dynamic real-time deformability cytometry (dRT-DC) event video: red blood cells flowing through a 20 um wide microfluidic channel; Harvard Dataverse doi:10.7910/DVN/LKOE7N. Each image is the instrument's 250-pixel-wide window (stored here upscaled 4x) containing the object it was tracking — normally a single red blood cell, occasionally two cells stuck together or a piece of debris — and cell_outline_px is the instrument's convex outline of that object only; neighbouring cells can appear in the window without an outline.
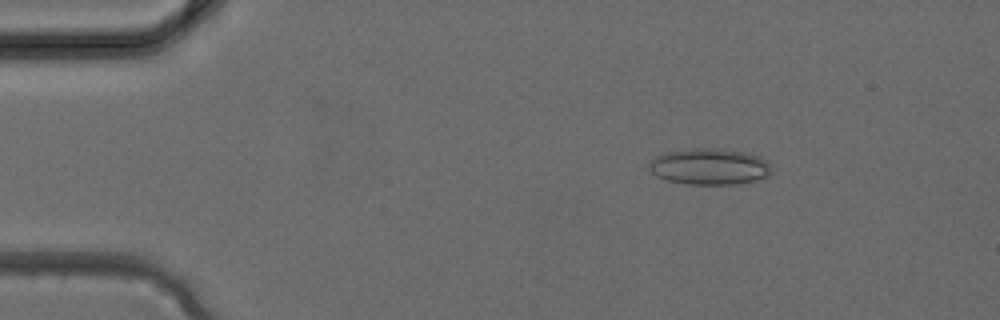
{"species": "common noctule bat (a hibernating species)", "species_latin": "Nyctalus noctula", "temperature_condition": "cold", "stored_images_in_passage": 2, "camera_frame_rate_fps": 3000, "um_per_image_px": 0.085, "animal": {"sex": "female", "body_mass_g": 24.6, "forearm_length_mm": 56.2}, "frame": {"image": 1, "passage_image": 1, "time_ms": 0.0, "image_size_px": [1000, 320], "cell_outline_px": [[768, 176], [736, 184], [684, 184], [668, 180], [656, 176], [648, 168], [648, 164], [656, 156], [664, 152], [692, 148], [708, 148], [744, 152], [756, 156], [764, 160], [768, 164]], "centroid_in_image_um": [60.2, 14.16], "position_along_channel_um": 24.8, "area_um2": 25.37}}